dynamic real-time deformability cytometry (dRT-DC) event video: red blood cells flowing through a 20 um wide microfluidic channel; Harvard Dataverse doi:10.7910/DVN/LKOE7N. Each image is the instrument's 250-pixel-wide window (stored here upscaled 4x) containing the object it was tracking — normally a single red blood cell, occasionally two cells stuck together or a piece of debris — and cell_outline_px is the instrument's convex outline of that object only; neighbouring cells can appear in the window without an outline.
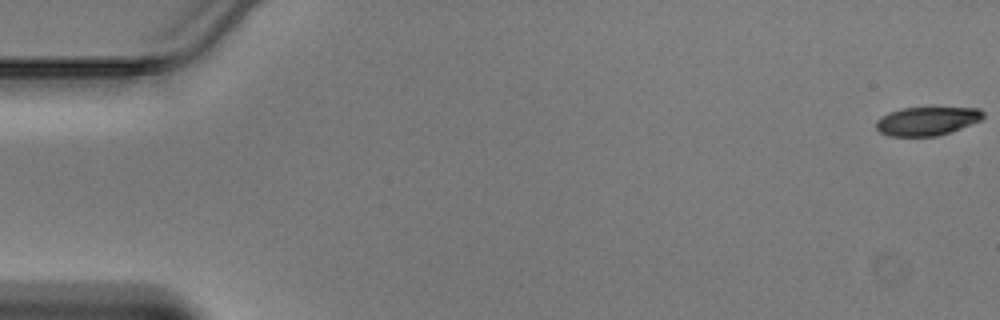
{"species": "Egyptian fruit bat (a non-hibernating species)", "species_latin": "Rousettus aegyptiacus", "temperature_condition": "warm", "stored_images_in_passage": 47, "camera_frame_rate_fps": 3000, "um_per_image_px": 0.085, "animal": {"sex": "male"}, "frame": {"image": 1, "passage_image": 1, "time_ms": 0.0, "image_size_px": [1000, 320], "cell_outline_px": [[984, 116], [980, 120], [960, 128], [936, 136], [888, 136], [880, 132], [876, 128], [876, 120], [880, 116], [888, 112], [900, 108], [980, 108], [984, 112]], "centroid_in_image_um": [78.74, 10.28], "position_along_channel_um": 6.3, "area_um2": 17.74}}
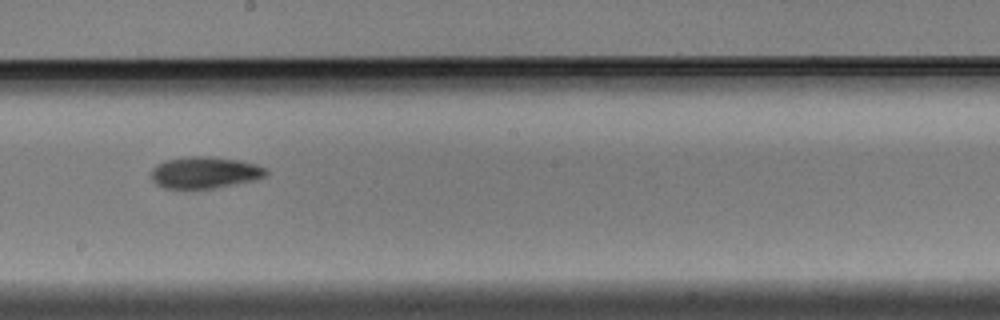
{"frame": {"image": 2, "passage_image": 27, "time_ms": 8.667, "image_size_px": [1000, 320], "cell_outline_px": [[268, 172], [264, 176], [256, 180], [212, 188], [164, 188], [156, 184], [152, 180], [152, 168], [156, 164], [164, 160], [188, 156], [208, 156], [240, 160], [256, 164], [264, 168]], "centroid_in_image_um": [17.38, 14.65], "position_along_channel_um": 230.8, "area_um2": 21.15}}
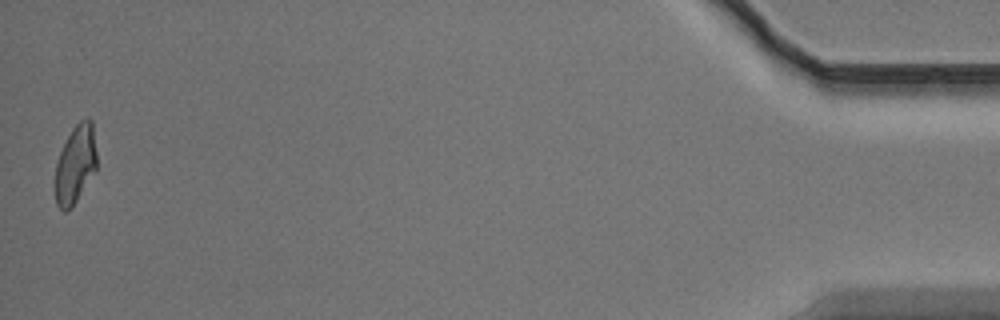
{"frame": {"image": 3, "passage_image": 47, "time_ms": 15.333, "image_size_px": [1000, 320], "cell_outline_px": [[96, 172], [76, 200], [64, 212], [56, 204], [52, 184], [56, 164], [60, 152], [72, 128], [80, 120], [88, 116], [92, 120], [96, 152]], "centroid_in_image_um": [6.38, 13.97], "position_along_channel_um": 428.8, "area_um2": 19.31}}